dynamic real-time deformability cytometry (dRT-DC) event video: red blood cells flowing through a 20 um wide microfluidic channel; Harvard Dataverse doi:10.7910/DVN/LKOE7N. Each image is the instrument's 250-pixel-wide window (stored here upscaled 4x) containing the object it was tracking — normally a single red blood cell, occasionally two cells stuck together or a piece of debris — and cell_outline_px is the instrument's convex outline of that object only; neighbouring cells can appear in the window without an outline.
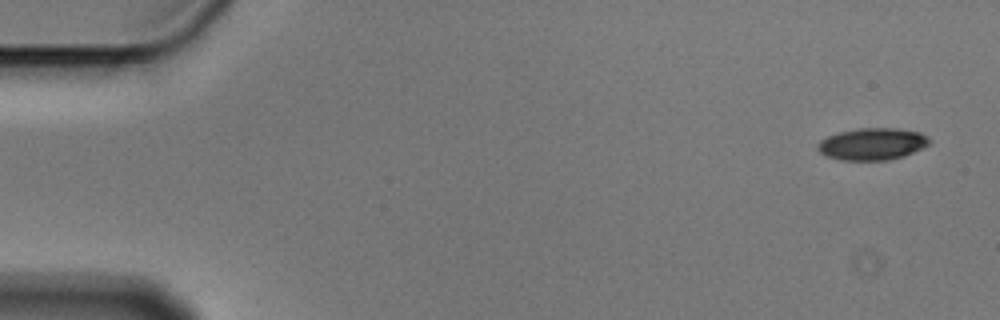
{"species": "Egyptian fruit bat (a non-hibernating species)", "species_latin": "Rousettus aegyptiacus", "temperature_condition": "cold", "stored_images_in_passage": 5, "camera_frame_rate_fps": 3000, "um_per_image_px": 0.085, "animal": {"sex": "male"}, "frame": {"image": 1, "passage_image": 1, "time_ms": 0.0, "image_size_px": [1000, 320], "cell_outline_px": [[932, 140], [928, 144], [904, 156], [888, 160], [840, 160], [824, 156], [816, 148], [816, 144], [820, 140], [828, 136], [840, 132], [860, 128], [896, 128], [920, 132], [928, 136]], "centroid_in_image_um": [74.12, 12.24], "position_along_channel_um": 10.9, "area_um2": 20.87}}
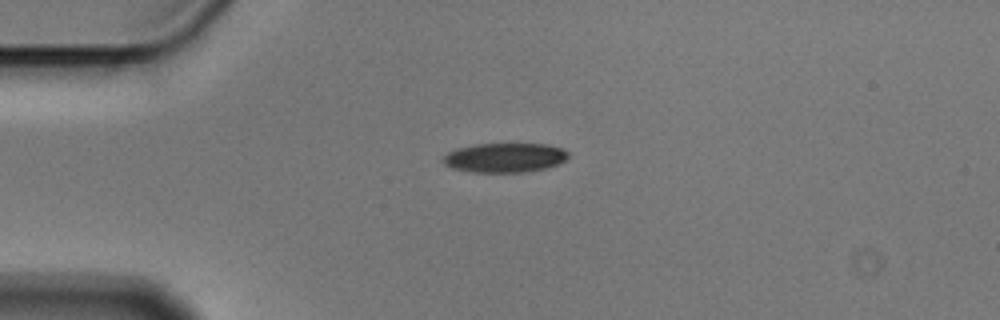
{"frame": {"image": 2, "passage_image": 4, "time_ms": 1.0, "image_size_px": [1000, 320], "cell_outline_px": [[568, 156], [564, 160], [548, 168], [524, 172], [468, 172], [452, 168], [444, 164], [440, 160], [448, 152], [456, 148], [476, 144], [544, 144], [560, 148], [568, 152]], "centroid_in_image_um": [42.84, 13.41], "position_along_channel_um": 42.2, "area_um2": 21.44}}